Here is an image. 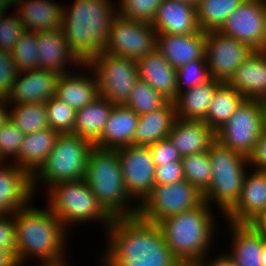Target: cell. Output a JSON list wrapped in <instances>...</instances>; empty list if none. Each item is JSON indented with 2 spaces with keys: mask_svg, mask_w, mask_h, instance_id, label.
<instances>
[{
  "mask_svg": "<svg viewBox=\"0 0 266 266\" xmlns=\"http://www.w3.org/2000/svg\"><path fill=\"white\" fill-rule=\"evenodd\" d=\"M138 119L139 115L125 104L114 105L101 137L94 143V147L116 150L133 145Z\"/></svg>",
  "mask_w": 266,
  "mask_h": 266,
  "instance_id": "obj_25",
  "label": "cell"
},
{
  "mask_svg": "<svg viewBox=\"0 0 266 266\" xmlns=\"http://www.w3.org/2000/svg\"><path fill=\"white\" fill-rule=\"evenodd\" d=\"M139 79L148 83L167 101H174L178 96L177 72L161 53L155 49L136 61Z\"/></svg>",
  "mask_w": 266,
  "mask_h": 266,
  "instance_id": "obj_23",
  "label": "cell"
},
{
  "mask_svg": "<svg viewBox=\"0 0 266 266\" xmlns=\"http://www.w3.org/2000/svg\"><path fill=\"white\" fill-rule=\"evenodd\" d=\"M120 1V2H119ZM163 0H118V14L122 17L135 21L152 23L158 6Z\"/></svg>",
  "mask_w": 266,
  "mask_h": 266,
  "instance_id": "obj_42",
  "label": "cell"
},
{
  "mask_svg": "<svg viewBox=\"0 0 266 266\" xmlns=\"http://www.w3.org/2000/svg\"><path fill=\"white\" fill-rule=\"evenodd\" d=\"M10 120L24 134L49 128L45 103L10 105Z\"/></svg>",
  "mask_w": 266,
  "mask_h": 266,
  "instance_id": "obj_36",
  "label": "cell"
},
{
  "mask_svg": "<svg viewBox=\"0 0 266 266\" xmlns=\"http://www.w3.org/2000/svg\"><path fill=\"white\" fill-rule=\"evenodd\" d=\"M67 256L63 259L53 261V262H39V266H70L71 262L69 263V260H67ZM36 265V266H38Z\"/></svg>",
  "mask_w": 266,
  "mask_h": 266,
  "instance_id": "obj_54",
  "label": "cell"
},
{
  "mask_svg": "<svg viewBox=\"0 0 266 266\" xmlns=\"http://www.w3.org/2000/svg\"><path fill=\"white\" fill-rule=\"evenodd\" d=\"M24 32L23 23L16 13L0 15V51L11 52Z\"/></svg>",
  "mask_w": 266,
  "mask_h": 266,
  "instance_id": "obj_44",
  "label": "cell"
},
{
  "mask_svg": "<svg viewBox=\"0 0 266 266\" xmlns=\"http://www.w3.org/2000/svg\"><path fill=\"white\" fill-rule=\"evenodd\" d=\"M23 139L24 133L10 119L7 120L0 127V161L14 159L19 154Z\"/></svg>",
  "mask_w": 266,
  "mask_h": 266,
  "instance_id": "obj_43",
  "label": "cell"
},
{
  "mask_svg": "<svg viewBox=\"0 0 266 266\" xmlns=\"http://www.w3.org/2000/svg\"><path fill=\"white\" fill-rule=\"evenodd\" d=\"M228 84L245 99L266 100V50L254 51L236 69Z\"/></svg>",
  "mask_w": 266,
  "mask_h": 266,
  "instance_id": "obj_22",
  "label": "cell"
},
{
  "mask_svg": "<svg viewBox=\"0 0 266 266\" xmlns=\"http://www.w3.org/2000/svg\"><path fill=\"white\" fill-rule=\"evenodd\" d=\"M45 189L47 207L69 232L77 223L81 225L92 220H97L96 223L102 224L106 230L114 219L99 203L84 179L60 182Z\"/></svg>",
  "mask_w": 266,
  "mask_h": 266,
  "instance_id": "obj_6",
  "label": "cell"
},
{
  "mask_svg": "<svg viewBox=\"0 0 266 266\" xmlns=\"http://www.w3.org/2000/svg\"><path fill=\"white\" fill-rule=\"evenodd\" d=\"M208 157L212 176L246 175L251 169L248 157L223 146L217 140L210 146Z\"/></svg>",
  "mask_w": 266,
  "mask_h": 266,
  "instance_id": "obj_34",
  "label": "cell"
},
{
  "mask_svg": "<svg viewBox=\"0 0 266 266\" xmlns=\"http://www.w3.org/2000/svg\"><path fill=\"white\" fill-rule=\"evenodd\" d=\"M244 100V96L228 83H222L213 95L204 122L216 132L230 119Z\"/></svg>",
  "mask_w": 266,
  "mask_h": 266,
  "instance_id": "obj_33",
  "label": "cell"
},
{
  "mask_svg": "<svg viewBox=\"0 0 266 266\" xmlns=\"http://www.w3.org/2000/svg\"><path fill=\"white\" fill-rule=\"evenodd\" d=\"M264 104V112H265V129H266V100L263 101Z\"/></svg>",
  "mask_w": 266,
  "mask_h": 266,
  "instance_id": "obj_58",
  "label": "cell"
},
{
  "mask_svg": "<svg viewBox=\"0 0 266 266\" xmlns=\"http://www.w3.org/2000/svg\"><path fill=\"white\" fill-rule=\"evenodd\" d=\"M156 166H161L173 161H181L182 157L169 137L157 141L149 146Z\"/></svg>",
  "mask_w": 266,
  "mask_h": 266,
  "instance_id": "obj_46",
  "label": "cell"
},
{
  "mask_svg": "<svg viewBox=\"0 0 266 266\" xmlns=\"http://www.w3.org/2000/svg\"><path fill=\"white\" fill-rule=\"evenodd\" d=\"M213 211L215 210L204 201L198 207L168 217L157 224L166 245L182 264L193 265L211 253L213 236L218 226Z\"/></svg>",
  "mask_w": 266,
  "mask_h": 266,
  "instance_id": "obj_4",
  "label": "cell"
},
{
  "mask_svg": "<svg viewBox=\"0 0 266 266\" xmlns=\"http://www.w3.org/2000/svg\"><path fill=\"white\" fill-rule=\"evenodd\" d=\"M247 172L237 204L224 216L228 222L250 224L266 212V171Z\"/></svg>",
  "mask_w": 266,
  "mask_h": 266,
  "instance_id": "obj_17",
  "label": "cell"
},
{
  "mask_svg": "<svg viewBox=\"0 0 266 266\" xmlns=\"http://www.w3.org/2000/svg\"><path fill=\"white\" fill-rule=\"evenodd\" d=\"M59 77V73L45 69L19 72L7 100L10 105L46 103L55 96Z\"/></svg>",
  "mask_w": 266,
  "mask_h": 266,
  "instance_id": "obj_16",
  "label": "cell"
},
{
  "mask_svg": "<svg viewBox=\"0 0 266 266\" xmlns=\"http://www.w3.org/2000/svg\"><path fill=\"white\" fill-rule=\"evenodd\" d=\"M177 119L174 103L168 101L162 108L139 115L133 145L150 146L167 138Z\"/></svg>",
  "mask_w": 266,
  "mask_h": 266,
  "instance_id": "obj_29",
  "label": "cell"
},
{
  "mask_svg": "<svg viewBox=\"0 0 266 266\" xmlns=\"http://www.w3.org/2000/svg\"><path fill=\"white\" fill-rule=\"evenodd\" d=\"M31 203L14 213L16 263L27 265L34 258L40 262L65 258L68 230L47 206L43 209Z\"/></svg>",
  "mask_w": 266,
  "mask_h": 266,
  "instance_id": "obj_2",
  "label": "cell"
},
{
  "mask_svg": "<svg viewBox=\"0 0 266 266\" xmlns=\"http://www.w3.org/2000/svg\"><path fill=\"white\" fill-rule=\"evenodd\" d=\"M126 191L140 205L155 186L156 165L149 146L129 145L116 149Z\"/></svg>",
  "mask_w": 266,
  "mask_h": 266,
  "instance_id": "obj_14",
  "label": "cell"
},
{
  "mask_svg": "<svg viewBox=\"0 0 266 266\" xmlns=\"http://www.w3.org/2000/svg\"><path fill=\"white\" fill-rule=\"evenodd\" d=\"M264 130L263 101L245 99L215 135L223 146L249 158Z\"/></svg>",
  "mask_w": 266,
  "mask_h": 266,
  "instance_id": "obj_8",
  "label": "cell"
},
{
  "mask_svg": "<svg viewBox=\"0 0 266 266\" xmlns=\"http://www.w3.org/2000/svg\"><path fill=\"white\" fill-rule=\"evenodd\" d=\"M93 148L94 144L87 139L72 133L60 134L45 162L32 175L34 194L39 185L48 188L60 182L84 179L88 157Z\"/></svg>",
  "mask_w": 266,
  "mask_h": 266,
  "instance_id": "obj_7",
  "label": "cell"
},
{
  "mask_svg": "<svg viewBox=\"0 0 266 266\" xmlns=\"http://www.w3.org/2000/svg\"><path fill=\"white\" fill-rule=\"evenodd\" d=\"M9 119H10V104L7 98L0 97V127L3 126V124Z\"/></svg>",
  "mask_w": 266,
  "mask_h": 266,
  "instance_id": "obj_52",
  "label": "cell"
},
{
  "mask_svg": "<svg viewBox=\"0 0 266 266\" xmlns=\"http://www.w3.org/2000/svg\"><path fill=\"white\" fill-rule=\"evenodd\" d=\"M114 104L103 96L76 111L74 134L95 143L102 134Z\"/></svg>",
  "mask_w": 266,
  "mask_h": 266,
  "instance_id": "obj_31",
  "label": "cell"
},
{
  "mask_svg": "<svg viewBox=\"0 0 266 266\" xmlns=\"http://www.w3.org/2000/svg\"><path fill=\"white\" fill-rule=\"evenodd\" d=\"M206 33L200 30L192 35L157 34L156 49L171 66L178 69L205 55Z\"/></svg>",
  "mask_w": 266,
  "mask_h": 266,
  "instance_id": "obj_21",
  "label": "cell"
},
{
  "mask_svg": "<svg viewBox=\"0 0 266 266\" xmlns=\"http://www.w3.org/2000/svg\"><path fill=\"white\" fill-rule=\"evenodd\" d=\"M84 180L113 218L134 217L138 214L139 205L124 185L117 150L94 147L88 157Z\"/></svg>",
  "mask_w": 266,
  "mask_h": 266,
  "instance_id": "obj_5",
  "label": "cell"
},
{
  "mask_svg": "<svg viewBox=\"0 0 266 266\" xmlns=\"http://www.w3.org/2000/svg\"><path fill=\"white\" fill-rule=\"evenodd\" d=\"M37 47L39 69L51 70L62 75L71 72L68 70L71 65L74 69L83 65L69 49L61 28L52 31L37 32Z\"/></svg>",
  "mask_w": 266,
  "mask_h": 266,
  "instance_id": "obj_18",
  "label": "cell"
},
{
  "mask_svg": "<svg viewBox=\"0 0 266 266\" xmlns=\"http://www.w3.org/2000/svg\"><path fill=\"white\" fill-rule=\"evenodd\" d=\"M181 162L185 180L204 193L210 187L212 181L208 151L184 156Z\"/></svg>",
  "mask_w": 266,
  "mask_h": 266,
  "instance_id": "obj_37",
  "label": "cell"
},
{
  "mask_svg": "<svg viewBox=\"0 0 266 266\" xmlns=\"http://www.w3.org/2000/svg\"><path fill=\"white\" fill-rule=\"evenodd\" d=\"M15 258L5 249L0 248V266H14Z\"/></svg>",
  "mask_w": 266,
  "mask_h": 266,
  "instance_id": "obj_53",
  "label": "cell"
},
{
  "mask_svg": "<svg viewBox=\"0 0 266 266\" xmlns=\"http://www.w3.org/2000/svg\"><path fill=\"white\" fill-rule=\"evenodd\" d=\"M218 31L254 51L266 50V0H245Z\"/></svg>",
  "mask_w": 266,
  "mask_h": 266,
  "instance_id": "obj_12",
  "label": "cell"
},
{
  "mask_svg": "<svg viewBox=\"0 0 266 266\" xmlns=\"http://www.w3.org/2000/svg\"><path fill=\"white\" fill-rule=\"evenodd\" d=\"M204 202L203 193L187 180L155 185L151 193L139 205L138 216L150 223L191 210Z\"/></svg>",
  "mask_w": 266,
  "mask_h": 266,
  "instance_id": "obj_9",
  "label": "cell"
},
{
  "mask_svg": "<svg viewBox=\"0 0 266 266\" xmlns=\"http://www.w3.org/2000/svg\"><path fill=\"white\" fill-rule=\"evenodd\" d=\"M185 180L181 161H173L155 168V185L177 183Z\"/></svg>",
  "mask_w": 266,
  "mask_h": 266,
  "instance_id": "obj_48",
  "label": "cell"
},
{
  "mask_svg": "<svg viewBox=\"0 0 266 266\" xmlns=\"http://www.w3.org/2000/svg\"><path fill=\"white\" fill-rule=\"evenodd\" d=\"M250 225L266 240V212L259 215Z\"/></svg>",
  "mask_w": 266,
  "mask_h": 266,
  "instance_id": "obj_51",
  "label": "cell"
},
{
  "mask_svg": "<svg viewBox=\"0 0 266 266\" xmlns=\"http://www.w3.org/2000/svg\"><path fill=\"white\" fill-rule=\"evenodd\" d=\"M157 31L151 23L135 21L117 14L111 23L104 52L139 60L156 49Z\"/></svg>",
  "mask_w": 266,
  "mask_h": 266,
  "instance_id": "obj_11",
  "label": "cell"
},
{
  "mask_svg": "<svg viewBox=\"0 0 266 266\" xmlns=\"http://www.w3.org/2000/svg\"><path fill=\"white\" fill-rule=\"evenodd\" d=\"M100 266H181L155 223L138 215L114 218Z\"/></svg>",
  "mask_w": 266,
  "mask_h": 266,
  "instance_id": "obj_1",
  "label": "cell"
},
{
  "mask_svg": "<svg viewBox=\"0 0 266 266\" xmlns=\"http://www.w3.org/2000/svg\"><path fill=\"white\" fill-rule=\"evenodd\" d=\"M167 102L148 83L138 79L125 105L131 108L137 115H142L162 108Z\"/></svg>",
  "mask_w": 266,
  "mask_h": 266,
  "instance_id": "obj_38",
  "label": "cell"
},
{
  "mask_svg": "<svg viewBox=\"0 0 266 266\" xmlns=\"http://www.w3.org/2000/svg\"><path fill=\"white\" fill-rule=\"evenodd\" d=\"M19 71L10 52L0 51V97L7 98Z\"/></svg>",
  "mask_w": 266,
  "mask_h": 266,
  "instance_id": "obj_45",
  "label": "cell"
},
{
  "mask_svg": "<svg viewBox=\"0 0 266 266\" xmlns=\"http://www.w3.org/2000/svg\"><path fill=\"white\" fill-rule=\"evenodd\" d=\"M0 248L7 250L15 258L16 229L14 213L0 215Z\"/></svg>",
  "mask_w": 266,
  "mask_h": 266,
  "instance_id": "obj_47",
  "label": "cell"
},
{
  "mask_svg": "<svg viewBox=\"0 0 266 266\" xmlns=\"http://www.w3.org/2000/svg\"><path fill=\"white\" fill-rule=\"evenodd\" d=\"M253 52L248 45L218 30L206 33L205 58L214 80L228 83L236 69Z\"/></svg>",
  "mask_w": 266,
  "mask_h": 266,
  "instance_id": "obj_13",
  "label": "cell"
},
{
  "mask_svg": "<svg viewBox=\"0 0 266 266\" xmlns=\"http://www.w3.org/2000/svg\"><path fill=\"white\" fill-rule=\"evenodd\" d=\"M246 175L212 176L210 187L203 193L204 201L216 204L223 217L237 204Z\"/></svg>",
  "mask_w": 266,
  "mask_h": 266,
  "instance_id": "obj_32",
  "label": "cell"
},
{
  "mask_svg": "<svg viewBox=\"0 0 266 266\" xmlns=\"http://www.w3.org/2000/svg\"><path fill=\"white\" fill-rule=\"evenodd\" d=\"M87 65L98 79L99 95L114 105L126 104L134 84L139 79L136 60L103 51Z\"/></svg>",
  "mask_w": 266,
  "mask_h": 266,
  "instance_id": "obj_10",
  "label": "cell"
},
{
  "mask_svg": "<svg viewBox=\"0 0 266 266\" xmlns=\"http://www.w3.org/2000/svg\"><path fill=\"white\" fill-rule=\"evenodd\" d=\"M15 8L25 31L36 33L62 27L64 7L54 0H16Z\"/></svg>",
  "mask_w": 266,
  "mask_h": 266,
  "instance_id": "obj_24",
  "label": "cell"
},
{
  "mask_svg": "<svg viewBox=\"0 0 266 266\" xmlns=\"http://www.w3.org/2000/svg\"><path fill=\"white\" fill-rule=\"evenodd\" d=\"M218 255L219 256H216L211 261L210 257L212 256H209L208 253L201 260L195 262L192 266H237L234 260L226 252H224V254L221 253V255L218 253Z\"/></svg>",
  "mask_w": 266,
  "mask_h": 266,
  "instance_id": "obj_50",
  "label": "cell"
},
{
  "mask_svg": "<svg viewBox=\"0 0 266 266\" xmlns=\"http://www.w3.org/2000/svg\"><path fill=\"white\" fill-rule=\"evenodd\" d=\"M245 0H200L196 6L197 23L200 30H219L226 19Z\"/></svg>",
  "mask_w": 266,
  "mask_h": 266,
  "instance_id": "obj_35",
  "label": "cell"
},
{
  "mask_svg": "<svg viewBox=\"0 0 266 266\" xmlns=\"http://www.w3.org/2000/svg\"><path fill=\"white\" fill-rule=\"evenodd\" d=\"M16 0H0V15L7 14L9 7H15Z\"/></svg>",
  "mask_w": 266,
  "mask_h": 266,
  "instance_id": "obj_55",
  "label": "cell"
},
{
  "mask_svg": "<svg viewBox=\"0 0 266 266\" xmlns=\"http://www.w3.org/2000/svg\"><path fill=\"white\" fill-rule=\"evenodd\" d=\"M49 128L60 134H74V123L76 111L57 97H52L45 103Z\"/></svg>",
  "mask_w": 266,
  "mask_h": 266,
  "instance_id": "obj_40",
  "label": "cell"
},
{
  "mask_svg": "<svg viewBox=\"0 0 266 266\" xmlns=\"http://www.w3.org/2000/svg\"><path fill=\"white\" fill-rule=\"evenodd\" d=\"M178 1L188 3L196 7L200 0H178Z\"/></svg>",
  "mask_w": 266,
  "mask_h": 266,
  "instance_id": "obj_57",
  "label": "cell"
},
{
  "mask_svg": "<svg viewBox=\"0 0 266 266\" xmlns=\"http://www.w3.org/2000/svg\"><path fill=\"white\" fill-rule=\"evenodd\" d=\"M151 24L157 34L192 35L200 31L196 7L178 0H163Z\"/></svg>",
  "mask_w": 266,
  "mask_h": 266,
  "instance_id": "obj_20",
  "label": "cell"
},
{
  "mask_svg": "<svg viewBox=\"0 0 266 266\" xmlns=\"http://www.w3.org/2000/svg\"><path fill=\"white\" fill-rule=\"evenodd\" d=\"M62 6L61 29L69 49L87 64L103 52L112 20L118 14L117 5L112 0H74L70 7Z\"/></svg>",
  "mask_w": 266,
  "mask_h": 266,
  "instance_id": "obj_3",
  "label": "cell"
},
{
  "mask_svg": "<svg viewBox=\"0 0 266 266\" xmlns=\"http://www.w3.org/2000/svg\"><path fill=\"white\" fill-rule=\"evenodd\" d=\"M177 72L178 94L191 90L211 79L205 55L198 60L182 65Z\"/></svg>",
  "mask_w": 266,
  "mask_h": 266,
  "instance_id": "obj_41",
  "label": "cell"
},
{
  "mask_svg": "<svg viewBox=\"0 0 266 266\" xmlns=\"http://www.w3.org/2000/svg\"><path fill=\"white\" fill-rule=\"evenodd\" d=\"M261 261H262V265L266 266V240L264 239V244H263V249H262V253H261Z\"/></svg>",
  "mask_w": 266,
  "mask_h": 266,
  "instance_id": "obj_56",
  "label": "cell"
},
{
  "mask_svg": "<svg viewBox=\"0 0 266 266\" xmlns=\"http://www.w3.org/2000/svg\"><path fill=\"white\" fill-rule=\"evenodd\" d=\"M229 223V224H228ZM231 245L226 253L237 266H263L261 253L264 239L250 224H238L227 221Z\"/></svg>",
  "mask_w": 266,
  "mask_h": 266,
  "instance_id": "obj_27",
  "label": "cell"
},
{
  "mask_svg": "<svg viewBox=\"0 0 266 266\" xmlns=\"http://www.w3.org/2000/svg\"><path fill=\"white\" fill-rule=\"evenodd\" d=\"M249 163L250 167L255 170L266 171V129L260 136L254 152L249 157Z\"/></svg>",
  "mask_w": 266,
  "mask_h": 266,
  "instance_id": "obj_49",
  "label": "cell"
},
{
  "mask_svg": "<svg viewBox=\"0 0 266 266\" xmlns=\"http://www.w3.org/2000/svg\"><path fill=\"white\" fill-rule=\"evenodd\" d=\"M9 163H0V215L15 213L35 197L32 176L11 161Z\"/></svg>",
  "mask_w": 266,
  "mask_h": 266,
  "instance_id": "obj_15",
  "label": "cell"
},
{
  "mask_svg": "<svg viewBox=\"0 0 266 266\" xmlns=\"http://www.w3.org/2000/svg\"><path fill=\"white\" fill-rule=\"evenodd\" d=\"M25 264L16 263L14 266H24Z\"/></svg>",
  "mask_w": 266,
  "mask_h": 266,
  "instance_id": "obj_59",
  "label": "cell"
},
{
  "mask_svg": "<svg viewBox=\"0 0 266 266\" xmlns=\"http://www.w3.org/2000/svg\"><path fill=\"white\" fill-rule=\"evenodd\" d=\"M59 135L51 128L24 134L19 154L11 159L12 163L32 176L49 156Z\"/></svg>",
  "mask_w": 266,
  "mask_h": 266,
  "instance_id": "obj_28",
  "label": "cell"
},
{
  "mask_svg": "<svg viewBox=\"0 0 266 266\" xmlns=\"http://www.w3.org/2000/svg\"><path fill=\"white\" fill-rule=\"evenodd\" d=\"M168 137L181 157L206 152L216 140L215 132L204 121L178 118Z\"/></svg>",
  "mask_w": 266,
  "mask_h": 266,
  "instance_id": "obj_26",
  "label": "cell"
},
{
  "mask_svg": "<svg viewBox=\"0 0 266 266\" xmlns=\"http://www.w3.org/2000/svg\"><path fill=\"white\" fill-rule=\"evenodd\" d=\"M79 68L82 71H90L87 72V75H85L86 72L78 74L77 71L60 75L55 92V97L64 101L75 111L92 103L100 96L98 79L94 71L87 64H83Z\"/></svg>",
  "mask_w": 266,
  "mask_h": 266,
  "instance_id": "obj_19",
  "label": "cell"
},
{
  "mask_svg": "<svg viewBox=\"0 0 266 266\" xmlns=\"http://www.w3.org/2000/svg\"><path fill=\"white\" fill-rule=\"evenodd\" d=\"M222 82L210 79L193 87L191 90L178 94L173 101L178 119L204 121L216 89Z\"/></svg>",
  "mask_w": 266,
  "mask_h": 266,
  "instance_id": "obj_30",
  "label": "cell"
},
{
  "mask_svg": "<svg viewBox=\"0 0 266 266\" xmlns=\"http://www.w3.org/2000/svg\"><path fill=\"white\" fill-rule=\"evenodd\" d=\"M37 32L25 31L10 52L19 72L39 69Z\"/></svg>",
  "mask_w": 266,
  "mask_h": 266,
  "instance_id": "obj_39",
  "label": "cell"
}]
</instances>
